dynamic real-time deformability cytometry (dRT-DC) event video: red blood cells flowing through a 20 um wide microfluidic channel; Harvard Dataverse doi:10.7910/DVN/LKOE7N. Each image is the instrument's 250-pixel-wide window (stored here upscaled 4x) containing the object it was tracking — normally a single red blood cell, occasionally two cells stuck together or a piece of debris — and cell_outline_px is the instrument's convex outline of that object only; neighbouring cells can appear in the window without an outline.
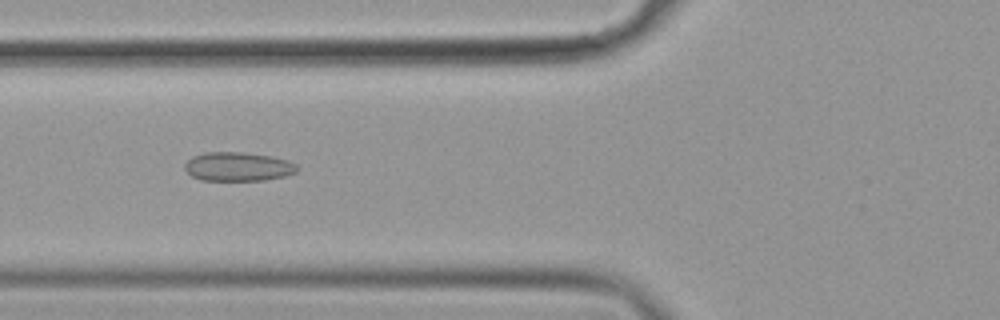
{"species": "common noctule bat (a hibernating species)", "species_latin": "Nyctalus noctula", "temperature_condition": "cold", "stored_images_in_passage": 48, "camera_frame_rate_fps": 3000, "um_per_image_px": 0.085, "animal": {"sex": "female", "body_mass_g": 19.9}, "frame": {"image": 1, "passage_image": 14, "time_ms": 4.333, "image_size_px": [1000, 320], "cell_outline_px": [[300, 168], [296, 172], [284, 176], [264, 180], [200, 180], [192, 176], [184, 168], [184, 164], [192, 156], [204, 152], [244, 152], [268, 156], [288, 160], [296, 164]], "centroid_in_image_um": [20.22, 14.16], "position_along_channel_um": 105.6, "area_um2": 18.96}}
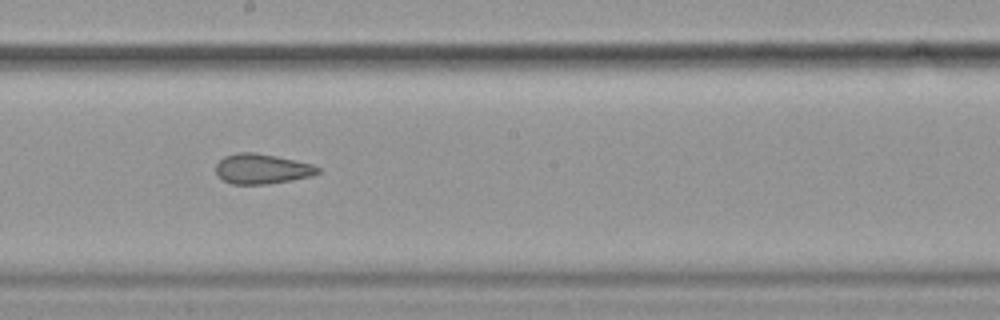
{"frame": {"image": 2, "passage_image": 24, "time_ms": 7.667, "image_size_px": [1000, 320], "cell_outline_px": [[320, 172], [312, 176], [292, 180], [268, 184], [232, 184], [224, 180], [216, 172], [216, 164], [224, 156], [236, 152], [256, 152], [276, 156], [312, 164], [320, 168]], "centroid_in_image_um": [22.27, 14.35], "position_along_channel_um": 225.9, "area_um2": 17.86}}
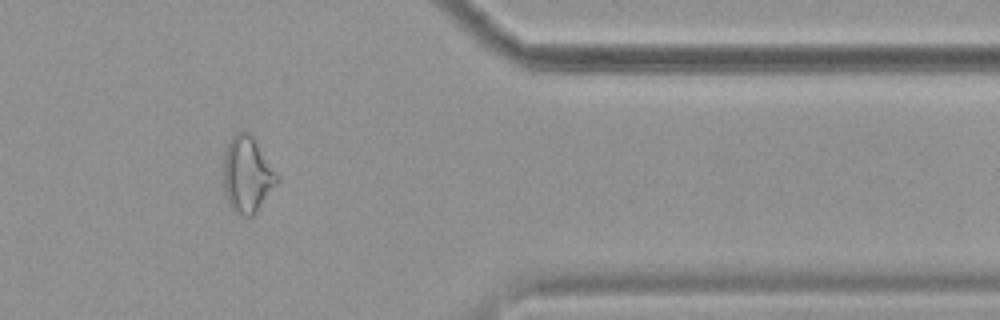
{"frame": {"image": 3, "passage_image": 39, "time_ms": 12.667, "image_size_px": [1000, 320], "cell_outline_px": [[280, 180], [256, 212], [252, 216], [244, 216], [236, 212], [228, 204], [224, 192], [224, 152], [232, 136], [240, 132], [248, 132], [252, 136], [276, 172]], "centroid_in_image_um": [21.01, 14.86], "position_along_channel_um": 390.4, "area_um2": 23.41}, "authors_computed_cell_mechanics": {"area_um2": 20.1433, "velocity_mm_per_s": 3.6161, "shape_relaxation_time_tau1_ms": 8.7674, "shape_relaxation_time_tau2_ms": 2.4443, "deformation_change_tau1": 0.1226, "deformation_change_tau2": 0.0943}}